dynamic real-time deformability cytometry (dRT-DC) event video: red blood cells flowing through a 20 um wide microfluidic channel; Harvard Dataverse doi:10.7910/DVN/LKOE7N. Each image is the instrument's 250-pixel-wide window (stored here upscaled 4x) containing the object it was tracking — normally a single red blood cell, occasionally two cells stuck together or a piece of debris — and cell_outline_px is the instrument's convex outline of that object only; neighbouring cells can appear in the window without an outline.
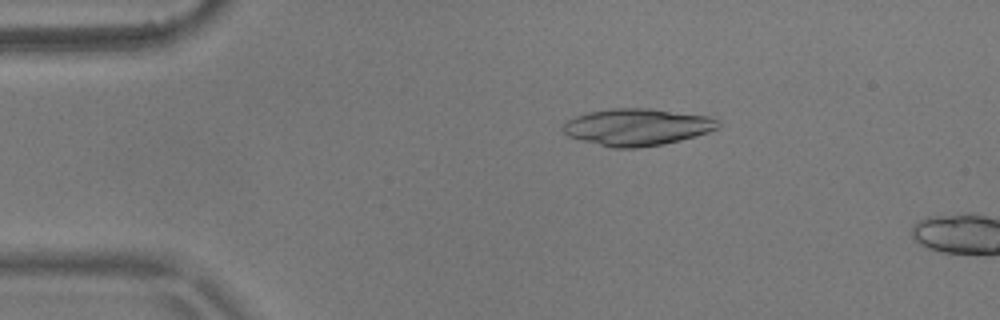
{"species": "common noctule bat (a hibernating species)", "species_latin": "Nyctalus noctula", "temperature_condition": "warm", "stored_images_in_passage": 4, "camera_frame_rate_fps": 3000, "um_per_image_px": 0.085, "animal": {"sex": "male", "body_mass_g": 17.9}, "frame": {"image": 1, "passage_image": 3, "time_ms": 0.667, "image_size_px": [1000, 320], "cell_outline_px": [[720, 124], [716, 128], [708, 132], [680, 140], [664, 144], [636, 148], [612, 148], [568, 136], [564, 132], [564, 124], [568, 120], [576, 116], [588, 112], [612, 108], [652, 108], [708, 116], [716, 120]], "centroid_in_image_um": [54.15, 10.79], "position_along_channel_um": 30.8, "area_um2": 33.12}}